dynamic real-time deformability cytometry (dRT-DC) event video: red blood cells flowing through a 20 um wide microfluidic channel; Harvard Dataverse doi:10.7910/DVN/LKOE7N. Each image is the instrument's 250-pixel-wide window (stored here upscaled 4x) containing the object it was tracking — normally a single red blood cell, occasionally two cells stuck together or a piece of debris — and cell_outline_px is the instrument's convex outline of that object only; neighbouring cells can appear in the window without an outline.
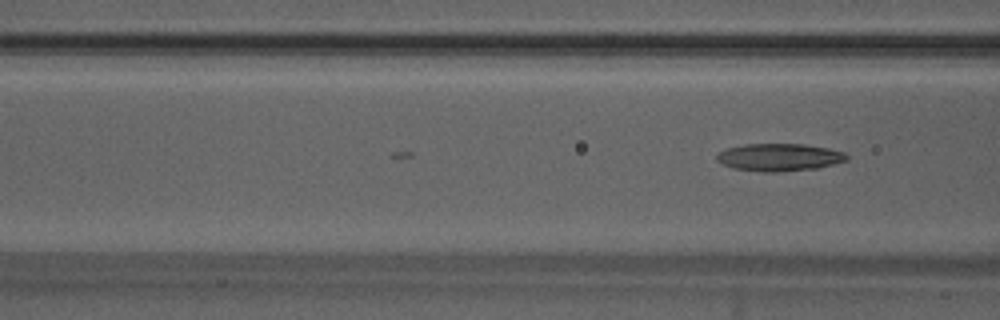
{"species": "Egyptian fruit bat (a non-hibernating species)", "species_latin": "Rousettus aegyptiacus", "temperature_condition": "warm", "stored_images_in_passage": 18, "camera_frame_rate_fps": 3000, "um_per_image_px": 0.085, "animal": {"sex": "male"}, "frame": {"image": 1, "passage_image": 18, "time_ms": 5.667, "image_size_px": [1000, 320], "cell_outline_px": [[848, 160], [820, 168], [776, 172], [764, 172], [732, 168], [716, 160], [716, 156], [720, 152], [728, 148], [744, 144], [804, 144], [828, 148], [844, 152], [848, 156]], "centroid_in_image_um": [66.27, 13.37], "position_along_channel_um": 100.3, "area_um2": 20.87}}